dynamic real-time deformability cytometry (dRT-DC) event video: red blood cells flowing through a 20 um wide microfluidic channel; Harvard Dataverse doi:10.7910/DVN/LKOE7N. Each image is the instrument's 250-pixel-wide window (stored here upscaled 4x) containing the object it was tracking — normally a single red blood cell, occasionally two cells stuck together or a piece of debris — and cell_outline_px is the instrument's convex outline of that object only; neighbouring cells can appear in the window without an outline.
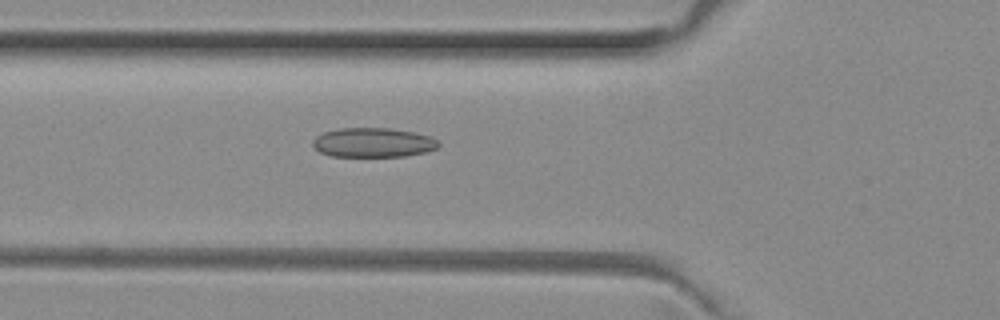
{"species": "common noctule bat (a hibernating species)", "species_latin": "Nyctalus noctula", "temperature_condition": "room temperature", "stored_images_in_passage": 38, "camera_frame_rate_fps": 3000, "um_per_image_px": 0.085, "animal": {"sex": "female", "body_mass_g": 29.2, "forearm_length_mm": 56.3}, "frame": {"image": 1, "passage_image": 5, "time_ms": 1.333, "image_size_px": [1000, 320], "cell_outline_px": [[440, 144], [436, 148], [428, 152], [404, 156], [332, 156], [320, 152], [312, 144], [312, 140], [316, 136], [324, 132], [340, 128], [392, 128], [416, 132], [428, 136], [436, 140]], "centroid_in_image_um": [31.72, 12.11], "position_along_channel_um": 94.1, "area_um2": 21.56}}
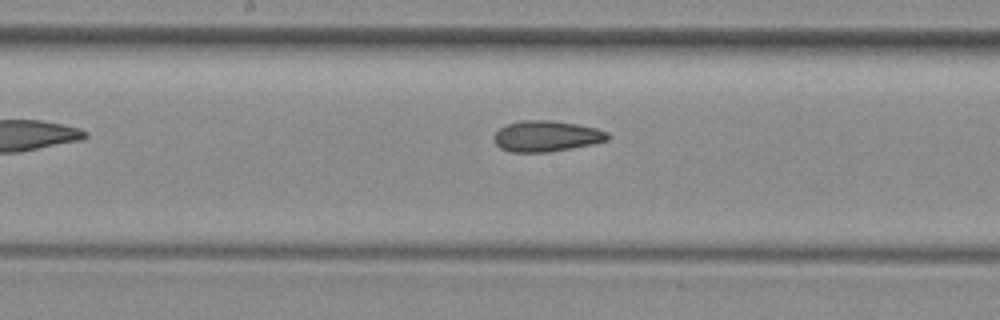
{"frame": {"image": 2, "passage_image": 13, "time_ms": 4.0, "image_size_px": [1000, 320], "cell_outline_px": [[608, 140], [592, 144], [572, 148], [548, 152], [512, 152], [500, 148], [496, 144], [496, 132], [500, 128], [508, 124], [520, 120], [552, 120], [576, 124], [596, 128], [608, 132]], "centroid_in_image_um": [46.46, 11.57], "position_along_channel_um": 201.7, "area_um2": 20.29}}
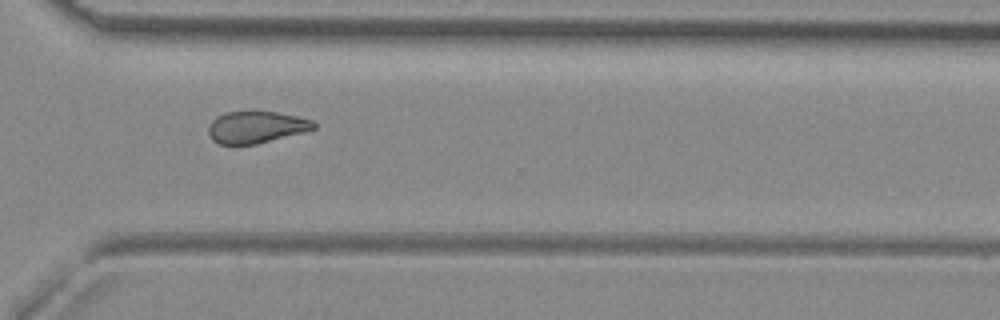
{"frame": {"image": 3, "passage_image": 24, "time_ms": 7.667, "image_size_px": [1000, 320], "cell_outline_px": [[316, 128], [304, 132], [256, 144], [216, 144], [208, 136], [208, 128], [212, 120], [216, 116], [228, 112], [276, 112], [296, 116], [312, 120], [316, 124]], "centroid_in_image_um": [21.75, 10.82], "position_along_channel_um": 348.9, "area_um2": 19.48}, "authors_computed_cell_mechanics": {"area_um2": 20.3167, "velocity_mm_per_s": 4.0154, "shape_relaxation_time_tau1_ms": null, "shape_relaxation_time_tau2_ms": 2.6184, "deformation_change_tau1": null, "deformation_change_tau2": 0.0833}}